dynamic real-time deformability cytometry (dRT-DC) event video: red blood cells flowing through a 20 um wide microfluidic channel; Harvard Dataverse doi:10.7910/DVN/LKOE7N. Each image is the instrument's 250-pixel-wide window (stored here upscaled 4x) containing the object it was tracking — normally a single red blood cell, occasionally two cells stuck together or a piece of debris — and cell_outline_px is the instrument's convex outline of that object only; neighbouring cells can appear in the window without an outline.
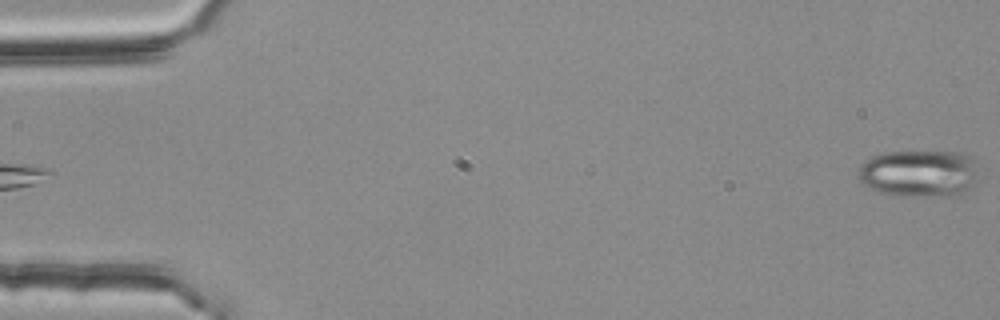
{"species": "common noctule bat (a hibernating species)", "species_latin": "Nyctalus noctula", "temperature_condition": "room temperature", "stored_images_in_passage": 55, "camera_frame_rate_fps": 3000, "um_per_image_px": 0.085, "animal": {"sex": "female", "body_mass_g": 25.1}, "frame": {"image": 1, "passage_image": 1, "time_ms": 0.0, "image_size_px": [1000, 320], "cell_outline_px": [[976, 180], [964, 192], [948, 196], [896, 196], [880, 192], [864, 184], [860, 180], [856, 172], [860, 164], [872, 156], [884, 152], [960, 152], [972, 156], [976, 160]], "centroid_in_image_um": [78.11, 14.73], "position_along_channel_um": 6.9, "area_um2": 33.23}}
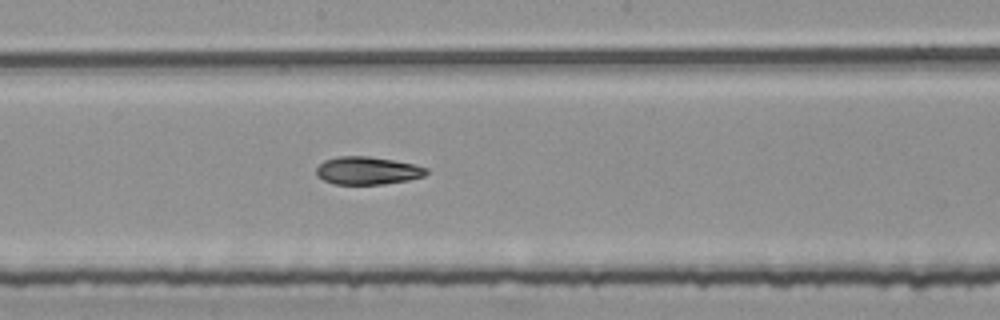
{"frame": {"image": 2, "passage_image": 30, "time_ms": 9.667, "image_size_px": [1000, 320], "cell_outline_px": [[428, 172], [424, 176], [408, 180], [380, 184], [336, 184], [324, 180], [316, 176], [316, 168], [324, 160], [336, 156], [368, 156], [392, 160], [412, 164], [428, 168]], "centroid_in_image_um": [31.2, 14.5], "position_along_channel_um": 217.0, "area_um2": 17.74}}
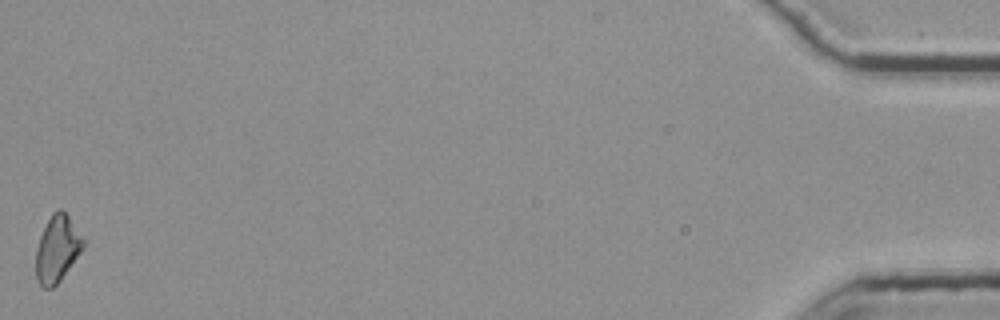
{"frame": {"image": 3, "passage_image": 55, "time_ms": 18.0, "image_size_px": [1000, 320], "cell_outline_px": [[84, 248], [60, 280], [52, 288], [44, 288], [36, 280], [36, 248], [40, 236], [52, 212], [60, 208], [68, 216], [84, 240]], "centroid_in_image_um": [4.85, 21.16], "position_along_channel_um": 430.4, "area_um2": 18.09}, "authors_computed_cell_mechanics": {"area_um2": 18.207, "velocity_mm_per_s": 3.7709, "shape_relaxation_time_tau1_ms": 10.4999, "shape_relaxation_time_tau2_ms": 2.0505, "deformation_change_tau1": 0.2094, "deformation_change_tau2": 0.0846}}